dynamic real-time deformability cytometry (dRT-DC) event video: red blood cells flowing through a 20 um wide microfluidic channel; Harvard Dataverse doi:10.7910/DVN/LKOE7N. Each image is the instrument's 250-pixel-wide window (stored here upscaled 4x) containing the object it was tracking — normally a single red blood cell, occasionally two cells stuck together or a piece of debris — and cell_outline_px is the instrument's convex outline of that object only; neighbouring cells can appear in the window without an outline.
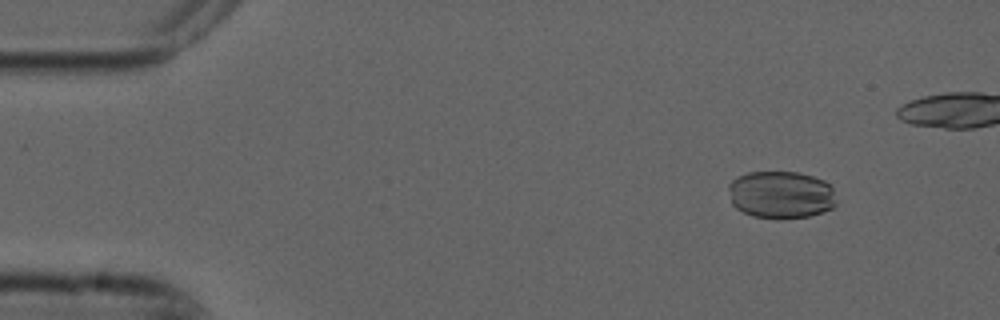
{"species": "common noctule bat (a hibernating species)", "species_latin": "Nyctalus noctula", "temperature_condition": "cold", "stored_images_in_passage": 48, "camera_frame_rate_fps": 3000, "um_per_image_px": 0.085, "animal": {"sex": "male", "forearm_length_mm": 52.5}, "frame": {"image": 1, "passage_image": 6, "time_ms": 1.667, "image_size_px": [1000, 320], "cell_outline_px": [[836, 204], [832, 208], [808, 216], [776, 220], [752, 216], [736, 208], [732, 204], [728, 188], [728, 184], [732, 180], [748, 172], [796, 172], [812, 176], [824, 180], [832, 188], [836, 200]], "centroid_in_image_um": [66.36, 16.56], "position_along_channel_um": 18.6, "area_um2": 30.0}}
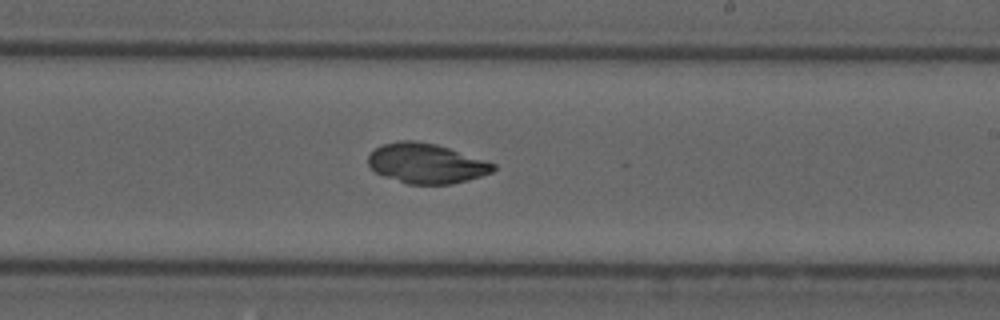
{"frame": {"image": 2, "passage_image": 32, "time_ms": 10.333, "image_size_px": [1000, 320], "cell_outline_px": [[496, 168], [492, 172], [468, 180], [452, 184], [408, 184], [384, 176], [376, 172], [368, 164], [368, 156], [380, 144], [400, 140], [416, 140], [436, 144], [496, 164]], "centroid_in_image_um": [36.21, 13.88], "position_along_channel_um": 252.8, "area_um2": 28.96}}
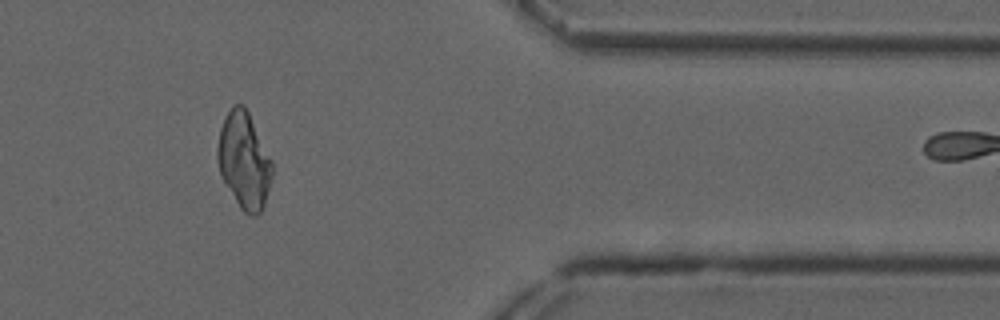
{"frame": {"image": 3, "passage_image": 45, "time_ms": 14.667, "image_size_px": [1000, 320], "cell_outline_px": [[272, 176], [264, 204], [260, 212], [256, 216], [252, 216], [244, 212], [240, 208], [220, 176], [216, 160], [216, 148], [220, 128], [232, 104], [244, 104], [272, 160]], "centroid_in_image_um": [20.72, 13.64], "position_along_channel_um": 390.7, "area_um2": 30.69}}